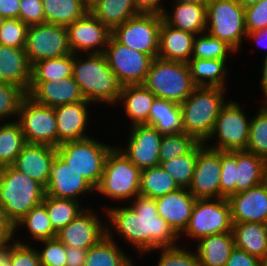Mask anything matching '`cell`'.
<instances>
[{
    "mask_svg": "<svg viewBox=\"0 0 267 266\" xmlns=\"http://www.w3.org/2000/svg\"><path fill=\"white\" fill-rule=\"evenodd\" d=\"M131 203L125 207L105 206L103 210L112 226L106 223L107 231L114 229L125 242L133 244V248L141 255L176 246L180 238L158 215L154 198L138 195L131 200Z\"/></svg>",
    "mask_w": 267,
    "mask_h": 266,
    "instance_id": "1",
    "label": "cell"
},
{
    "mask_svg": "<svg viewBox=\"0 0 267 266\" xmlns=\"http://www.w3.org/2000/svg\"><path fill=\"white\" fill-rule=\"evenodd\" d=\"M81 56L74 54L72 76L85 100L92 104L118 103L122 85L110 69L105 54H87L85 59Z\"/></svg>",
    "mask_w": 267,
    "mask_h": 266,
    "instance_id": "2",
    "label": "cell"
},
{
    "mask_svg": "<svg viewBox=\"0 0 267 266\" xmlns=\"http://www.w3.org/2000/svg\"><path fill=\"white\" fill-rule=\"evenodd\" d=\"M221 87L196 86L180 104L184 133L204 143L213 131L215 121L226 104ZM225 100V101H224Z\"/></svg>",
    "mask_w": 267,
    "mask_h": 266,
    "instance_id": "3",
    "label": "cell"
},
{
    "mask_svg": "<svg viewBox=\"0 0 267 266\" xmlns=\"http://www.w3.org/2000/svg\"><path fill=\"white\" fill-rule=\"evenodd\" d=\"M45 187L12 165L0 168V206L15 225L33 207L41 204Z\"/></svg>",
    "mask_w": 267,
    "mask_h": 266,
    "instance_id": "4",
    "label": "cell"
},
{
    "mask_svg": "<svg viewBox=\"0 0 267 266\" xmlns=\"http://www.w3.org/2000/svg\"><path fill=\"white\" fill-rule=\"evenodd\" d=\"M143 85L156 98L181 104L196 87L188 63L154 58Z\"/></svg>",
    "mask_w": 267,
    "mask_h": 266,
    "instance_id": "5",
    "label": "cell"
},
{
    "mask_svg": "<svg viewBox=\"0 0 267 266\" xmlns=\"http://www.w3.org/2000/svg\"><path fill=\"white\" fill-rule=\"evenodd\" d=\"M140 173L137 168L118 148L114 146L107 155L104 171L95 188L103 196L119 201L133 200L140 195Z\"/></svg>",
    "mask_w": 267,
    "mask_h": 266,
    "instance_id": "6",
    "label": "cell"
},
{
    "mask_svg": "<svg viewBox=\"0 0 267 266\" xmlns=\"http://www.w3.org/2000/svg\"><path fill=\"white\" fill-rule=\"evenodd\" d=\"M114 147L92 137L67 141L57 148V154L82 175L94 188L100 182L108 153Z\"/></svg>",
    "mask_w": 267,
    "mask_h": 266,
    "instance_id": "7",
    "label": "cell"
},
{
    "mask_svg": "<svg viewBox=\"0 0 267 266\" xmlns=\"http://www.w3.org/2000/svg\"><path fill=\"white\" fill-rule=\"evenodd\" d=\"M244 17L245 9L237 1H212L206 4V32L238 52L247 35Z\"/></svg>",
    "mask_w": 267,
    "mask_h": 266,
    "instance_id": "8",
    "label": "cell"
},
{
    "mask_svg": "<svg viewBox=\"0 0 267 266\" xmlns=\"http://www.w3.org/2000/svg\"><path fill=\"white\" fill-rule=\"evenodd\" d=\"M240 103L228 100L222 107L215 121L212 133L208 139L217 138L218 143L207 147L217 151H245L248 145L251 118L243 112Z\"/></svg>",
    "mask_w": 267,
    "mask_h": 266,
    "instance_id": "9",
    "label": "cell"
},
{
    "mask_svg": "<svg viewBox=\"0 0 267 266\" xmlns=\"http://www.w3.org/2000/svg\"><path fill=\"white\" fill-rule=\"evenodd\" d=\"M231 207L227 198L196 199L189 223L179 238L202 237L232 231Z\"/></svg>",
    "mask_w": 267,
    "mask_h": 266,
    "instance_id": "10",
    "label": "cell"
},
{
    "mask_svg": "<svg viewBox=\"0 0 267 266\" xmlns=\"http://www.w3.org/2000/svg\"><path fill=\"white\" fill-rule=\"evenodd\" d=\"M162 15L139 13L118 25L112 36L122 45L157 58Z\"/></svg>",
    "mask_w": 267,
    "mask_h": 266,
    "instance_id": "11",
    "label": "cell"
},
{
    "mask_svg": "<svg viewBox=\"0 0 267 266\" xmlns=\"http://www.w3.org/2000/svg\"><path fill=\"white\" fill-rule=\"evenodd\" d=\"M26 143L57 148V122L53 107L36 103L28 95L22 100L16 119Z\"/></svg>",
    "mask_w": 267,
    "mask_h": 266,
    "instance_id": "12",
    "label": "cell"
},
{
    "mask_svg": "<svg viewBox=\"0 0 267 266\" xmlns=\"http://www.w3.org/2000/svg\"><path fill=\"white\" fill-rule=\"evenodd\" d=\"M104 54L122 86L143 84L154 59L151 55L122 45L112 35Z\"/></svg>",
    "mask_w": 267,
    "mask_h": 266,
    "instance_id": "13",
    "label": "cell"
},
{
    "mask_svg": "<svg viewBox=\"0 0 267 266\" xmlns=\"http://www.w3.org/2000/svg\"><path fill=\"white\" fill-rule=\"evenodd\" d=\"M25 52L31 66L43 59L72 54L67 27L49 23L30 25L27 30Z\"/></svg>",
    "mask_w": 267,
    "mask_h": 266,
    "instance_id": "14",
    "label": "cell"
},
{
    "mask_svg": "<svg viewBox=\"0 0 267 266\" xmlns=\"http://www.w3.org/2000/svg\"><path fill=\"white\" fill-rule=\"evenodd\" d=\"M220 151L198 142V156L188 191L196 199L220 198Z\"/></svg>",
    "mask_w": 267,
    "mask_h": 266,
    "instance_id": "15",
    "label": "cell"
},
{
    "mask_svg": "<svg viewBox=\"0 0 267 266\" xmlns=\"http://www.w3.org/2000/svg\"><path fill=\"white\" fill-rule=\"evenodd\" d=\"M67 31L69 47L73 54H79L81 51L88 54L104 53L112 34L90 11L68 25Z\"/></svg>",
    "mask_w": 267,
    "mask_h": 266,
    "instance_id": "16",
    "label": "cell"
},
{
    "mask_svg": "<svg viewBox=\"0 0 267 266\" xmlns=\"http://www.w3.org/2000/svg\"><path fill=\"white\" fill-rule=\"evenodd\" d=\"M127 148L121 152L141 171L159 166V150L163 135L149 125L131 126Z\"/></svg>",
    "mask_w": 267,
    "mask_h": 266,
    "instance_id": "17",
    "label": "cell"
},
{
    "mask_svg": "<svg viewBox=\"0 0 267 266\" xmlns=\"http://www.w3.org/2000/svg\"><path fill=\"white\" fill-rule=\"evenodd\" d=\"M90 207L57 232V238L67 247L89 249L107 235L105 222ZM105 224V226H104Z\"/></svg>",
    "mask_w": 267,
    "mask_h": 266,
    "instance_id": "18",
    "label": "cell"
},
{
    "mask_svg": "<svg viewBox=\"0 0 267 266\" xmlns=\"http://www.w3.org/2000/svg\"><path fill=\"white\" fill-rule=\"evenodd\" d=\"M94 190L95 188L79 172L71 168L58 154L55 156L45 187L46 195L80 201L78 197Z\"/></svg>",
    "mask_w": 267,
    "mask_h": 266,
    "instance_id": "19",
    "label": "cell"
},
{
    "mask_svg": "<svg viewBox=\"0 0 267 266\" xmlns=\"http://www.w3.org/2000/svg\"><path fill=\"white\" fill-rule=\"evenodd\" d=\"M232 223L267 222V185L263 182L228 198Z\"/></svg>",
    "mask_w": 267,
    "mask_h": 266,
    "instance_id": "20",
    "label": "cell"
},
{
    "mask_svg": "<svg viewBox=\"0 0 267 266\" xmlns=\"http://www.w3.org/2000/svg\"><path fill=\"white\" fill-rule=\"evenodd\" d=\"M27 95L36 103L53 108L59 105L86 101L73 76L59 81L30 82Z\"/></svg>",
    "mask_w": 267,
    "mask_h": 266,
    "instance_id": "21",
    "label": "cell"
},
{
    "mask_svg": "<svg viewBox=\"0 0 267 266\" xmlns=\"http://www.w3.org/2000/svg\"><path fill=\"white\" fill-rule=\"evenodd\" d=\"M56 155L55 147L26 143L11 165L46 187L50 178L51 164Z\"/></svg>",
    "mask_w": 267,
    "mask_h": 266,
    "instance_id": "22",
    "label": "cell"
},
{
    "mask_svg": "<svg viewBox=\"0 0 267 266\" xmlns=\"http://www.w3.org/2000/svg\"><path fill=\"white\" fill-rule=\"evenodd\" d=\"M89 101H79L54 107L57 122V147L67 141L82 140L87 136L86 127L90 118Z\"/></svg>",
    "mask_w": 267,
    "mask_h": 266,
    "instance_id": "23",
    "label": "cell"
},
{
    "mask_svg": "<svg viewBox=\"0 0 267 266\" xmlns=\"http://www.w3.org/2000/svg\"><path fill=\"white\" fill-rule=\"evenodd\" d=\"M155 200L158 215L170 225L178 236L183 234L189 223L196 198L187 188H180Z\"/></svg>",
    "mask_w": 267,
    "mask_h": 266,
    "instance_id": "24",
    "label": "cell"
},
{
    "mask_svg": "<svg viewBox=\"0 0 267 266\" xmlns=\"http://www.w3.org/2000/svg\"><path fill=\"white\" fill-rule=\"evenodd\" d=\"M31 68L25 48L0 45V82L15 85L27 94Z\"/></svg>",
    "mask_w": 267,
    "mask_h": 266,
    "instance_id": "25",
    "label": "cell"
},
{
    "mask_svg": "<svg viewBox=\"0 0 267 266\" xmlns=\"http://www.w3.org/2000/svg\"><path fill=\"white\" fill-rule=\"evenodd\" d=\"M195 36L191 32L174 28L162 18L157 57L167 61L188 63L192 58Z\"/></svg>",
    "mask_w": 267,
    "mask_h": 266,
    "instance_id": "26",
    "label": "cell"
},
{
    "mask_svg": "<svg viewBox=\"0 0 267 266\" xmlns=\"http://www.w3.org/2000/svg\"><path fill=\"white\" fill-rule=\"evenodd\" d=\"M156 96L143 84L122 86L118 104L131 120L130 126L144 125L149 121V112ZM123 102V103H122Z\"/></svg>",
    "mask_w": 267,
    "mask_h": 266,
    "instance_id": "27",
    "label": "cell"
},
{
    "mask_svg": "<svg viewBox=\"0 0 267 266\" xmlns=\"http://www.w3.org/2000/svg\"><path fill=\"white\" fill-rule=\"evenodd\" d=\"M173 11L164 9L163 20L174 28L191 32L195 35L206 32L205 3H175Z\"/></svg>",
    "mask_w": 267,
    "mask_h": 266,
    "instance_id": "28",
    "label": "cell"
},
{
    "mask_svg": "<svg viewBox=\"0 0 267 266\" xmlns=\"http://www.w3.org/2000/svg\"><path fill=\"white\" fill-rule=\"evenodd\" d=\"M197 243L200 266H226L235 247L232 231L202 237Z\"/></svg>",
    "mask_w": 267,
    "mask_h": 266,
    "instance_id": "29",
    "label": "cell"
},
{
    "mask_svg": "<svg viewBox=\"0 0 267 266\" xmlns=\"http://www.w3.org/2000/svg\"><path fill=\"white\" fill-rule=\"evenodd\" d=\"M235 247L262 260L267 255V225L265 223H233Z\"/></svg>",
    "mask_w": 267,
    "mask_h": 266,
    "instance_id": "30",
    "label": "cell"
},
{
    "mask_svg": "<svg viewBox=\"0 0 267 266\" xmlns=\"http://www.w3.org/2000/svg\"><path fill=\"white\" fill-rule=\"evenodd\" d=\"M146 125L155 127L162 135L184 132L180 104L155 98L149 112V121Z\"/></svg>",
    "mask_w": 267,
    "mask_h": 266,
    "instance_id": "31",
    "label": "cell"
},
{
    "mask_svg": "<svg viewBox=\"0 0 267 266\" xmlns=\"http://www.w3.org/2000/svg\"><path fill=\"white\" fill-rule=\"evenodd\" d=\"M112 231L87 250L85 266H133V260L119 247ZM114 239V240H113Z\"/></svg>",
    "mask_w": 267,
    "mask_h": 266,
    "instance_id": "32",
    "label": "cell"
},
{
    "mask_svg": "<svg viewBox=\"0 0 267 266\" xmlns=\"http://www.w3.org/2000/svg\"><path fill=\"white\" fill-rule=\"evenodd\" d=\"M89 11L110 31L139 14L133 0H94Z\"/></svg>",
    "mask_w": 267,
    "mask_h": 266,
    "instance_id": "33",
    "label": "cell"
},
{
    "mask_svg": "<svg viewBox=\"0 0 267 266\" xmlns=\"http://www.w3.org/2000/svg\"><path fill=\"white\" fill-rule=\"evenodd\" d=\"M226 60L191 58L188 62L192 82L195 86L221 87L227 86Z\"/></svg>",
    "mask_w": 267,
    "mask_h": 266,
    "instance_id": "34",
    "label": "cell"
},
{
    "mask_svg": "<svg viewBox=\"0 0 267 266\" xmlns=\"http://www.w3.org/2000/svg\"><path fill=\"white\" fill-rule=\"evenodd\" d=\"M265 159L247 151H237L236 193L264 182Z\"/></svg>",
    "mask_w": 267,
    "mask_h": 266,
    "instance_id": "35",
    "label": "cell"
},
{
    "mask_svg": "<svg viewBox=\"0 0 267 266\" xmlns=\"http://www.w3.org/2000/svg\"><path fill=\"white\" fill-rule=\"evenodd\" d=\"M42 4L45 23L66 27L89 11L81 0H42Z\"/></svg>",
    "mask_w": 267,
    "mask_h": 266,
    "instance_id": "36",
    "label": "cell"
},
{
    "mask_svg": "<svg viewBox=\"0 0 267 266\" xmlns=\"http://www.w3.org/2000/svg\"><path fill=\"white\" fill-rule=\"evenodd\" d=\"M180 189L178 184L159 166L147 168L140 173L139 193L157 199Z\"/></svg>",
    "mask_w": 267,
    "mask_h": 266,
    "instance_id": "37",
    "label": "cell"
},
{
    "mask_svg": "<svg viewBox=\"0 0 267 266\" xmlns=\"http://www.w3.org/2000/svg\"><path fill=\"white\" fill-rule=\"evenodd\" d=\"M74 54L40 60L32 65L31 82L59 81L72 76Z\"/></svg>",
    "mask_w": 267,
    "mask_h": 266,
    "instance_id": "38",
    "label": "cell"
},
{
    "mask_svg": "<svg viewBox=\"0 0 267 266\" xmlns=\"http://www.w3.org/2000/svg\"><path fill=\"white\" fill-rule=\"evenodd\" d=\"M26 144L20 123L12 120L0 125V168L11 165Z\"/></svg>",
    "mask_w": 267,
    "mask_h": 266,
    "instance_id": "39",
    "label": "cell"
},
{
    "mask_svg": "<svg viewBox=\"0 0 267 266\" xmlns=\"http://www.w3.org/2000/svg\"><path fill=\"white\" fill-rule=\"evenodd\" d=\"M80 202L81 201L45 195L42 203L46 207L48 217L56 232L67 226L85 210L82 208L83 205Z\"/></svg>",
    "mask_w": 267,
    "mask_h": 266,
    "instance_id": "40",
    "label": "cell"
},
{
    "mask_svg": "<svg viewBox=\"0 0 267 266\" xmlns=\"http://www.w3.org/2000/svg\"><path fill=\"white\" fill-rule=\"evenodd\" d=\"M15 232L18 227H27L30 237L39 241L52 239L57 236V232L53 229L51 221L48 217L46 207L43 203L33 207L22 219L15 225Z\"/></svg>",
    "mask_w": 267,
    "mask_h": 266,
    "instance_id": "41",
    "label": "cell"
},
{
    "mask_svg": "<svg viewBox=\"0 0 267 266\" xmlns=\"http://www.w3.org/2000/svg\"><path fill=\"white\" fill-rule=\"evenodd\" d=\"M198 156V143L187 153L172 160L161 162L163 168L180 188L190 186Z\"/></svg>",
    "mask_w": 267,
    "mask_h": 266,
    "instance_id": "42",
    "label": "cell"
},
{
    "mask_svg": "<svg viewBox=\"0 0 267 266\" xmlns=\"http://www.w3.org/2000/svg\"><path fill=\"white\" fill-rule=\"evenodd\" d=\"M232 53L231 46L207 32L195 36L192 58L227 60Z\"/></svg>",
    "mask_w": 267,
    "mask_h": 266,
    "instance_id": "43",
    "label": "cell"
},
{
    "mask_svg": "<svg viewBox=\"0 0 267 266\" xmlns=\"http://www.w3.org/2000/svg\"><path fill=\"white\" fill-rule=\"evenodd\" d=\"M255 117L251 118L247 152L267 159V109L260 106Z\"/></svg>",
    "mask_w": 267,
    "mask_h": 266,
    "instance_id": "44",
    "label": "cell"
},
{
    "mask_svg": "<svg viewBox=\"0 0 267 266\" xmlns=\"http://www.w3.org/2000/svg\"><path fill=\"white\" fill-rule=\"evenodd\" d=\"M197 143L198 141L192 135L184 132L163 135L159 150V162H166L187 154Z\"/></svg>",
    "mask_w": 267,
    "mask_h": 266,
    "instance_id": "45",
    "label": "cell"
},
{
    "mask_svg": "<svg viewBox=\"0 0 267 266\" xmlns=\"http://www.w3.org/2000/svg\"><path fill=\"white\" fill-rule=\"evenodd\" d=\"M220 198L236 194L237 151H220Z\"/></svg>",
    "mask_w": 267,
    "mask_h": 266,
    "instance_id": "46",
    "label": "cell"
},
{
    "mask_svg": "<svg viewBox=\"0 0 267 266\" xmlns=\"http://www.w3.org/2000/svg\"><path fill=\"white\" fill-rule=\"evenodd\" d=\"M27 94L19 87L0 82V120L17 117L22 100Z\"/></svg>",
    "mask_w": 267,
    "mask_h": 266,
    "instance_id": "47",
    "label": "cell"
},
{
    "mask_svg": "<svg viewBox=\"0 0 267 266\" xmlns=\"http://www.w3.org/2000/svg\"><path fill=\"white\" fill-rule=\"evenodd\" d=\"M28 25L18 18H8L0 28V45L25 48Z\"/></svg>",
    "mask_w": 267,
    "mask_h": 266,
    "instance_id": "48",
    "label": "cell"
},
{
    "mask_svg": "<svg viewBox=\"0 0 267 266\" xmlns=\"http://www.w3.org/2000/svg\"><path fill=\"white\" fill-rule=\"evenodd\" d=\"M161 250L157 266H200L197 251L190 252L181 246H173Z\"/></svg>",
    "mask_w": 267,
    "mask_h": 266,
    "instance_id": "49",
    "label": "cell"
},
{
    "mask_svg": "<svg viewBox=\"0 0 267 266\" xmlns=\"http://www.w3.org/2000/svg\"><path fill=\"white\" fill-rule=\"evenodd\" d=\"M39 242L45 246L37 251L41 266H66V246L57 237Z\"/></svg>",
    "mask_w": 267,
    "mask_h": 266,
    "instance_id": "50",
    "label": "cell"
},
{
    "mask_svg": "<svg viewBox=\"0 0 267 266\" xmlns=\"http://www.w3.org/2000/svg\"><path fill=\"white\" fill-rule=\"evenodd\" d=\"M37 248L29 246L20 239L12 248L10 266H41Z\"/></svg>",
    "mask_w": 267,
    "mask_h": 266,
    "instance_id": "51",
    "label": "cell"
},
{
    "mask_svg": "<svg viewBox=\"0 0 267 266\" xmlns=\"http://www.w3.org/2000/svg\"><path fill=\"white\" fill-rule=\"evenodd\" d=\"M244 19L247 33L267 27V0L245 8Z\"/></svg>",
    "mask_w": 267,
    "mask_h": 266,
    "instance_id": "52",
    "label": "cell"
},
{
    "mask_svg": "<svg viewBox=\"0 0 267 266\" xmlns=\"http://www.w3.org/2000/svg\"><path fill=\"white\" fill-rule=\"evenodd\" d=\"M19 19L27 24L45 23L42 0H20Z\"/></svg>",
    "mask_w": 267,
    "mask_h": 266,
    "instance_id": "53",
    "label": "cell"
},
{
    "mask_svg": "<svg viewBox=\"0 0 267 266\" xmlns=\"http://www.w3.org/2000/svg\"><path fill=\"white\" fill-rule=\"evenodd\" d=\"M226 266H261V260L234 247Z\"/></svg>",
    "mask_w": 267,
    "mask_h": 266,
    "instance_id": "54",
    "label": "cell"
},
{
    "mask_svg": "<svg viewBox=\"0 0 267 266\" xmlns=\"http://www.w3.org/2000/svg\"><path fill=\"white\" fill-rule=\"evenodd\" d=\"M134 6L139 13H154L162 15L165 7L161 0H133Z\"/></svg>",
    "mask_w": 267,
    "mask_h": 266,
    "instance_id": "55",
    "label": "cell"
},
{
    "mask_svg": "<svg viewBox=\"0 0 267 266\" xmlns=\"http://www.w3.org/2000/svg\"><path fill=\"white\" fill-rule=\"evenodd\" d=\"M87 250L66 246V266H85Z\"/></svg>",
    "mask_w": 267,
    "mask_h": 266,
    "instance_id": "56",
    "label": "cell"
},
{
    "mask_svg": "<svg viewBox=\"0 0 267 266\" xmlns=\"http://www.w3.org/2000/svg\"><path fill=\"white\" fill-rule=\"evenodd\" d=\"M16 236L15 226L8 219L3 207L0 206V243Z\"/></svg>",
    "mask_w": 267,
    "mask_h": 266,
    "instance_id": "57",
    "label": "cell"
},
{
    "mask_svg": "<svg viewBox=\"0 0 267 266\" xmlns=\"http://www.w3.org/2000/svg\"><path fill=\"white\" fill-rule=\"evenodd\" d=\"M20 0H0V15L5 19L18 18Z\"/></svg>",
    "mask_w": 267,
    "mask_h": 266,
    "instance_id": "58",
    "label": "cell"
},
{
    "mask_svg": "<svg viewBox=\"0 0 267 266\" xmlns=\"http://www.w3.org/2000/svg\"><path fill=\"white\" fill-rule=\"evenodd\" d=\"M10 238L0 243V266H10L12 248L17 243V239Z\"/></svg>",
    "mask_w": 267,
    "mask_h": 266,
    "instance_id": "59",
    "label": "cell"
},
{
    "mask_svg": "<svg viewBox=\"0 0 267 266\" xmlns=\"http://www.w3.org/2000/svg\"><path fill=\"white\" fill-rule=\"evenodd\" d=\"M246 39L254 40L256 42V45L259 44V46L267 48V27L261 30L247 33ZM265 53V55H267V52Z\"/></svg>",
    "mask_w": 267,
    "mask_h": 266,
    "instance_id": "60",
    "label": "cell"
},
{
    "mask_svg": "<svg viewBox=\"0 0 267 266\" xmlns=\"http://www.w3.org/2000/svg\"><path fill=\"white\" fill-rule=\"evenodd\" d=\"M264 64H263V67H262V77H261V81H260V86H261V90L262 92H264L263 96L264 99L267 98V55H265V58L263 60Z\"/></svg>",
    "mask_w": 267,
    "mask_h": 266,
    "instance_id": "61",
    "label": "cell"
},
{
    "mask_svg": "<svg viewBox=\"0 0 267 266\" xmlns=\"http://www.w3.org/2000/svg\"><path fill=\"white\" fill-rule=\"evenodd\" d=\"M235 1H237L245 9L249 6L257 4L261 0H235Z\"/></svg>",
    "mask_w": 267,
    "mask_h": 266,
    "instance_id": "62",
    "label": "cell"
},
{
    "mask_svg": "<svg viewBox=\"0 0 267 266\" xmlns=\"http://www.w3.org/2000/svg\"><path fill=\"white\" fill-rule=\"evenodd\" d=\"M175 3H203V0H174Z\"/></svg>",
    "mask_w": 267,
    "mask_h": 266,
    "instance_id": "63",
    "label": "cell"
},
{
    "mask_svg": "<svg viewBox=\"0 0 267 266\" xmlns=\"http://www.w3.org/2000/svg\"><path fill=\"white\" fill-rule=\"evenodd\" d=\"M264 183L267 185V159L264 162Z\"/></svg>",
    "mask_w": 267,
    "mask_h": 266,
    "instance_id": "64",
    "label": "cell"
},
{
    "mask_svg": "<svg viewBox=\"0 0 267 266\" xmlns=\"http://www.w3.org/2000/svg\"><path fill=\"white\" fill-rule=\"evenodd\" d=\"M88 8L92 5L94 0H81Z\"/></svg>",
    "mask_w": 267,
    "mask_h": 266,
    "instance_id": "65",
    "label": "cell"
},
{
    "mask_svg": "<svg viewBox=\"0 0 267 266\" xmlns=\"http://www.w3.org/2000/svg\"><path fill=\"white\" fill-rule=\"evenodd\" d=\"M261 266H267V255L261 260Z\"/></svg>",
    "mask_w": 267,
    "mask_h": 266,
    "instance_id": "66",
    "label": "cell"
},
{
    "mask_svg": "<svg viewBox=\"0 0 267 266\" xmlns=\"http://www.w3.org/2000/svg\"><path fill=\"white\" fill-rule=\"evenodd\" d=\"M4 20L5 18L0 15V28L2 27Z\"/></svg>",
    "mask_w": 267,
    "mask_h": 266,
    "instance_id": "67",
    "label": "cell"
},
{
    "mask_svg": "<svg viewBox=\"0 0 267 266\" xmlns=\"http://www.w3.org/2000/svg\"><path fill=\"white\" fill-rule=\"evenodd\" d=\"M212 1H216V0H203V3L208 4V3L212 2Z\"/></svg>",
    "mask_w": 267,
    "mask_h": 266,
    "instance_id": "68",
    "label": "cell"
},
{
    "mask_svg": "<svg viewBox=\"0 0 267 266\" xmlns=\"http://www.w3.org/2000/svg\"><path fill=\"white\" fill-rule=\"evenodd\" d=\"M264 101H266V102H264L265 104H264V106H265V108L267 109V98H265V99H263Z\"/></svg>",
    "mask_w": 267,
    "mask_h": 266,
    "instance_id": "69",
    "label": "cell"
}]
</instances>
